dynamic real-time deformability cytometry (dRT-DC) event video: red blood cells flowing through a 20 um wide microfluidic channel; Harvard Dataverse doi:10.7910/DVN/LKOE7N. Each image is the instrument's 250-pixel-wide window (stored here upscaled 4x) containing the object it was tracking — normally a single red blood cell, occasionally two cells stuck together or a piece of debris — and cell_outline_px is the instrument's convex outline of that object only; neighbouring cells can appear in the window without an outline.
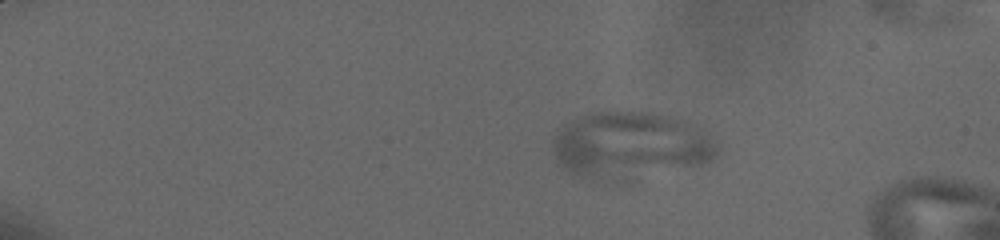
{"species": "human", "species_latin": "Homo sapiens", "temperature_condition": "cold", "stored_images_in_passage": 38, "camera_frame_rate_fps": 3000, "um_per_image_px": 0.085, "donor": {"sex": "male"}, "frame": {"image": 1, "passage_image": 1, "time_ms": 0.0, "image_size_px": [1000, 240], "cell_outline_px": [[720, 152], [712, 160], [700, 164], [632, 184], [624, 184], [572, 172], [556, 156], [552, 148], [552, 136], [556, 128], [572, 120], [596, 112], [648, 112], [684, 120], [704, 128], [712, 132], [720, 144]], "centroid_in_image_um": [53.72, 12.39], "position_along_channel_um": 31.3, "area_um2": 65.49}}